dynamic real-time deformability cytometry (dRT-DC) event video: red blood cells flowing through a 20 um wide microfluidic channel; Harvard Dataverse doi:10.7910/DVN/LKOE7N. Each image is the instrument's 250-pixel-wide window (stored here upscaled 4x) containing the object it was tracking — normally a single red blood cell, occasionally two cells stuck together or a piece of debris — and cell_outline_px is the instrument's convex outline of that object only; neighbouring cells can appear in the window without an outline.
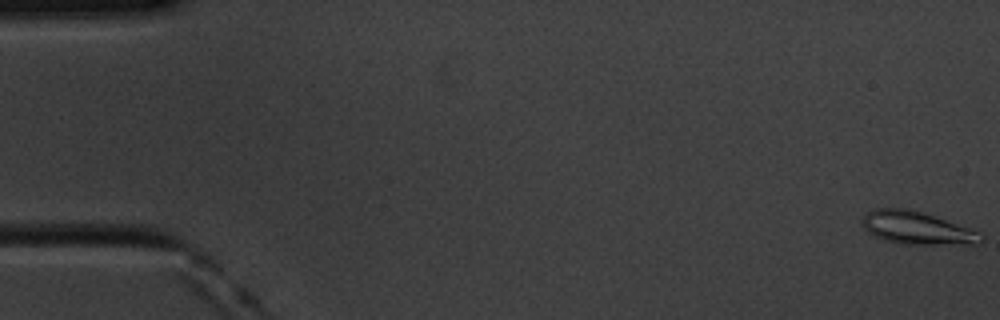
{"species": "common noctule bat (a hibernating species)", "species_latin": "Nyctalus noctula", "temperature_condition": "cold", "stored_images_in_passage": 9, "camera_frame_rate_fps": 3000, "um_per_image_px": 0.085, "animal": {"sex": "male", "body_mass_g": 20.1, "forearm_length_mm": 53.5}, "frame": {"image": 1, "passage_image": 1, "time_ms": 0.0, "image_size_px": [1000, 320], "cell_outline_px": [[984, 240], [976, 244], [904, 244], [884, 240], [868, 232], [860, 224], [860, 220], [872, 208], [908, 208], [980, 232], [984, 236]], "centroid_in_image_um": [77.89, 19.38], "position_along_channel_um": 7.1, "area_um2": 22.48}}